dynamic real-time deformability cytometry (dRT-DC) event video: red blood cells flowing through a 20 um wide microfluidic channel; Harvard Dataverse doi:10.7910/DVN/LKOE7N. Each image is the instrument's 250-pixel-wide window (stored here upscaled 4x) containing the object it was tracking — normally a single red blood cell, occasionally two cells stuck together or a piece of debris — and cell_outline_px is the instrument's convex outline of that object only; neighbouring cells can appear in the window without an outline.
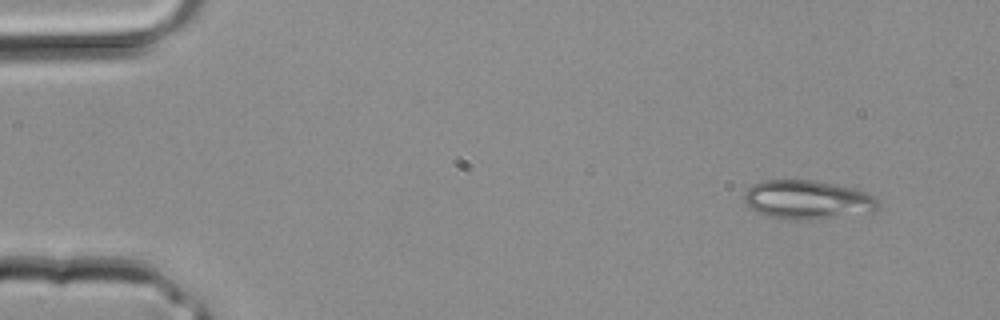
{"species": "common noctule bat (a hibernating species)", "species_latin": "Nyctalus noctula", "temperature_condition": "room temperature", "stored_images_in_passage": 3, "camera_frame_rate_fps": 3000, "um_per_image_px": 0.085, "animal": {"sex": "male", "body_mass_g": 20.4}, "frame": {"image": 1, "passage_image": 1, "time_ms": 0.0, "image_size_px": [1000, 320], "cell_outline_px": [[880, 204], [876, 212], [820, 220], [792, 220], [768, 216], [756, 212], [744, 200], [744, 192], [752, 184], [764, 180], [812, 180], [852, 188], [876, 196]], "centroid_in_image_um": [68.68, 17.0], "position_along_channel_um": 16.3, "area_um2": 30.81}}